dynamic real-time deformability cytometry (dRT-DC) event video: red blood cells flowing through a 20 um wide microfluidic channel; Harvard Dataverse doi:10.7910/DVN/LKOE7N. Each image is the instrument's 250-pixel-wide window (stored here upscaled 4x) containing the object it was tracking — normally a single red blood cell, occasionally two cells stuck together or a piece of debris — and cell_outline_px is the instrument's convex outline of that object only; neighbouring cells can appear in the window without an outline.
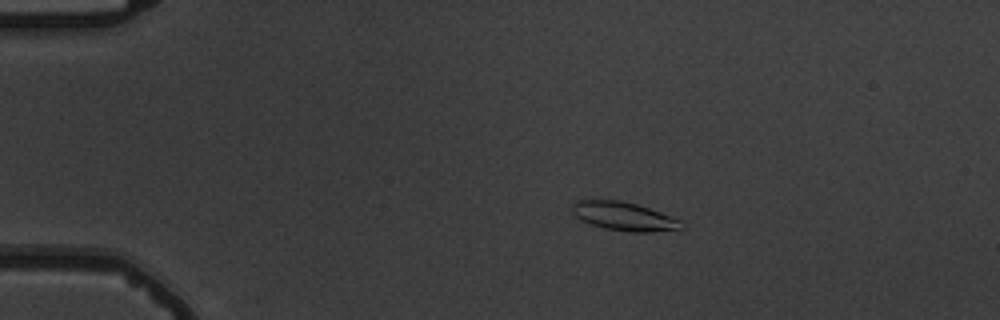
{"species": "common noctule bat (a hibernating species)", "species_latin": "Nyctalus noctula", "temperature_condition": "warm", "stored_images_in_passage": 6, "segment_of_instrument_passage": [1, 2], "camera_frame_rate_fps": 3000, "um_per_image_px": 0.085, "animal": {"sex": "male", "body_mass_g": 19.5, "forearm_length_mm": 54.6}, "frame": {"image": 1, "passage_image": 3, "time_ms": 2.333, "image_size_px": [1000, 320], "cell_outline_px": [[684, 228], [652, 232], [632, 232], [604, 228], [580, 220], [572, 212], [572, 204], [576, 200], [620, 200], [636, 204], [660, 212], [680, 220]], "centroid_in_image_um": [53.01, 18.38], "position_along_channel_um": 32.0, "area_um2": 18.03}}